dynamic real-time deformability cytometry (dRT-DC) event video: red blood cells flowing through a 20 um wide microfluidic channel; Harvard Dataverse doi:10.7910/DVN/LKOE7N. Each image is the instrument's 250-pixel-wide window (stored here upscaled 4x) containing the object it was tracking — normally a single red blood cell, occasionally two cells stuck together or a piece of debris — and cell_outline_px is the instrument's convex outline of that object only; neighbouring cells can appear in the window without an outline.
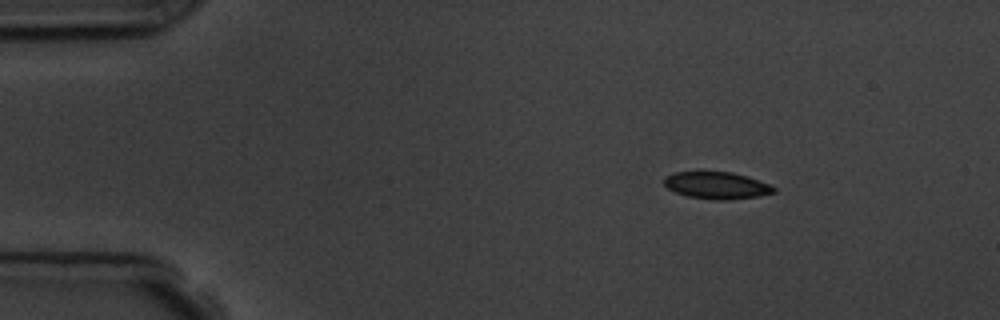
{"species": "common noctule bat (a hibernating species)", "species_latin": "Nyctalus noctula", "temperature_condition": "room temperature", "stored_images_in_passage": 5, "camera_frame_rate_fps": 3000, "um_per_image_px": 0.085, "animal": {"sex": "male", "body_mass_g": 19.5, "forearm_length_mm": 54.6}, "frame": {"image": 1, "passage_image": 2, "time_ms": 1.333, "image_size_px": [1000, 320], "cell_outline_px": [[776, 192], [760, 196], [728, 200], [716, 200], [688, 196], [676, 192], [668, 188], [664, 184], [664, 176], [676, 172], [732, 172], [748, 176], [768, 184], [776, 188]], "centroid_in_image_um": [60.94, 15.76], "position_along_channel_um": 24.1, "area_um2": 17.22}}
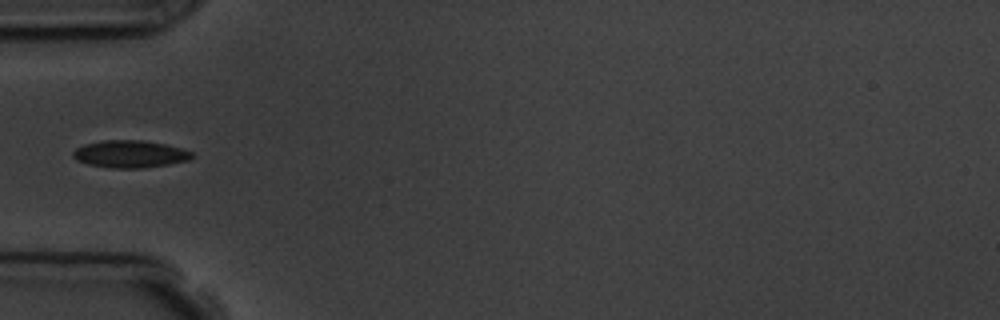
{"frame": {"image": 2, "passage_image": 5, "time_ms": 4.667, "image_size_px": [1000, 320], "cell_outline_px": [[196, 156], [188, 160], [168, 164], [144, 168], [108, 168], [88, 164], [76, 160], [72, 156], [72, 152], [76, 148], [84, 144], [100, 140], [140, 140], [164, 144], [180, 148], [192, 152]], "centroid_in_image_um": [11.02, 13.09], "position_along_channel_um": 74.0, "area_um2": 19.02}}